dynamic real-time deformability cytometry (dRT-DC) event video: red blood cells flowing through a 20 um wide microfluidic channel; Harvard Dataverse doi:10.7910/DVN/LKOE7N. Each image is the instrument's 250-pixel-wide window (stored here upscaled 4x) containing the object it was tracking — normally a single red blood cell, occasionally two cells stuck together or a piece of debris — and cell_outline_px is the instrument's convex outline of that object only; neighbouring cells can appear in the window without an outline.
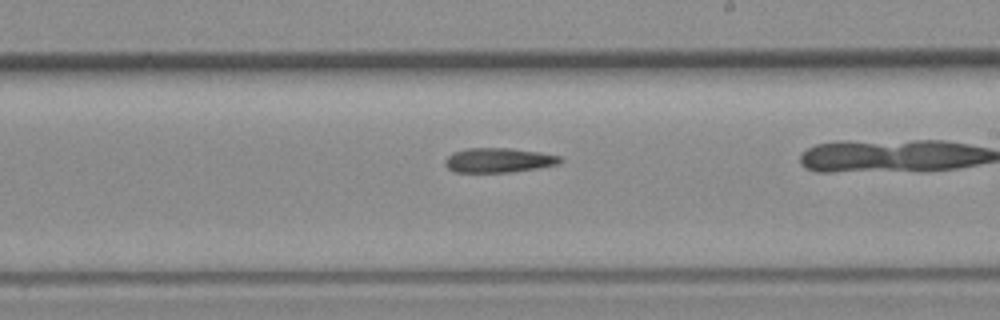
{"species": "common noctule bat (a hibernating species)", "species_latin": "Nyctalus noctula", "temperature_condition": "room temperature", "stored_images_in_passage": 29, "camera_frame_rate_fps": 3000, "um_per_image_px": 0.085, "animal": {"sex": "female", "body_mass_g": 19.3, "forearm_length_mm": 54.1}, "frame": {"image": 1, "passage_image": 21, "time_ms": 6.667, "image_size_px": [1000, 320], "cell_outline_px": [[564, 160], [560, 164], [512, 172], [456, 172], [448, 168], [444, 164], [444, 160], [452, 152], [468, 148], [508, 148], [540, 152], [560, 156]], "centroid_in_image_um": [42.39, 13.62], "position_along_channel_um": 246.6, "area_um2": 16.53}}